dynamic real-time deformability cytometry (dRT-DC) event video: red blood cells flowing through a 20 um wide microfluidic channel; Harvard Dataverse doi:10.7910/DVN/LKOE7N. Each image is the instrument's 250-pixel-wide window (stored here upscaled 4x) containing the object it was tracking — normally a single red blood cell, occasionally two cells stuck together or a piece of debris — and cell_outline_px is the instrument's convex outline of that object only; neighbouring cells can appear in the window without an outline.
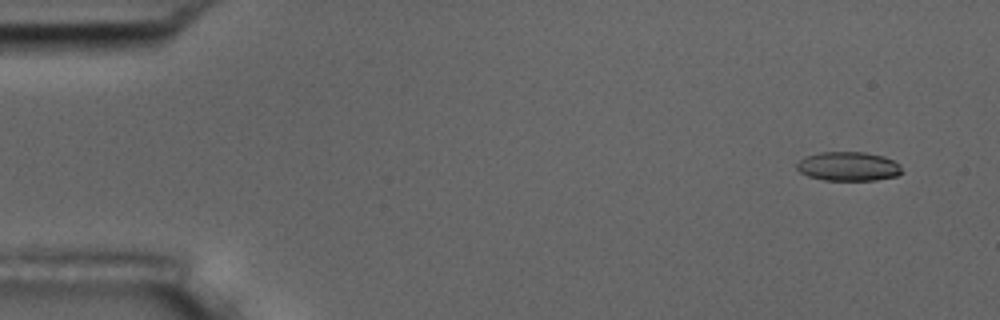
{"species": "common noctule bat (a hibernating species)", "species_latin": "Nyctalus noctula", "temperature_condition": "room temperature", "stored_images_in_passage": 4, "camera_frame_rate_fps": 3000, "um_per_image_px": 0.085, "animal": {"sex": "male", "body_mass_g": 17.5, "forearm_length_mm": 52.3}, "frame": {"image": 1, "passage_image": 1, "time_ms": 0.0, "image_size_px": [1000, 320], "cell_outline_px": [[904, 172], [896, 176], [876, 180], [824, 180], [808, 176], [800, 172], [796, 168], [796, 164], [804, 156], [820, 152], [864, 152], [884, 156], [900, 164]], "centroid_in_image_um": [72.12, 14.14], "position_along_channel_um": 12.9, "area_um2": 17.98}}